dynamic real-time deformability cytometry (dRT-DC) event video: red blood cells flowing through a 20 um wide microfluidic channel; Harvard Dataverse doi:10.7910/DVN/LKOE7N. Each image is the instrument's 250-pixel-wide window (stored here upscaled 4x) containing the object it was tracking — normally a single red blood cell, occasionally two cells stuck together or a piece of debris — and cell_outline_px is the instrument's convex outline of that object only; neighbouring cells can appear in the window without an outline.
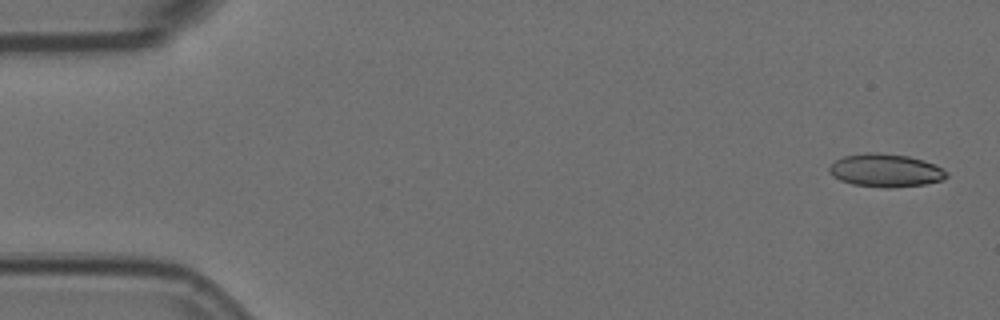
{"species": "Egyptian fruit bat (a non-hibernating species)", "species_latin": "Rousettus aegyptiacus", "temperature_condition": "room temperature", "stored_images_in_passage": 5, "camera_frame_rate_fps": 3000, "um_per_image_px": 0.085, "animal": {"sex": "female"}, "frame": {"image": 1, "passage_image": 1, "time_ms": 0.0, "image_size_px": [1000, 320], "cell_outline_px": [[948, 176], [944, 180], [924, 184], [892, 188], [884, 188], [852, 184], [840, 180], [832, 176], [828, 172], [828, 168], [836, 160], [844, 156], [864, 152], [876, 152], [908, 156], [924, 160], [936, 164], [948, 172]], "centroid_in_image_um": [75.29, 14.48], "position_along_channel_um": 9.7, "area_um2": 22.89}}